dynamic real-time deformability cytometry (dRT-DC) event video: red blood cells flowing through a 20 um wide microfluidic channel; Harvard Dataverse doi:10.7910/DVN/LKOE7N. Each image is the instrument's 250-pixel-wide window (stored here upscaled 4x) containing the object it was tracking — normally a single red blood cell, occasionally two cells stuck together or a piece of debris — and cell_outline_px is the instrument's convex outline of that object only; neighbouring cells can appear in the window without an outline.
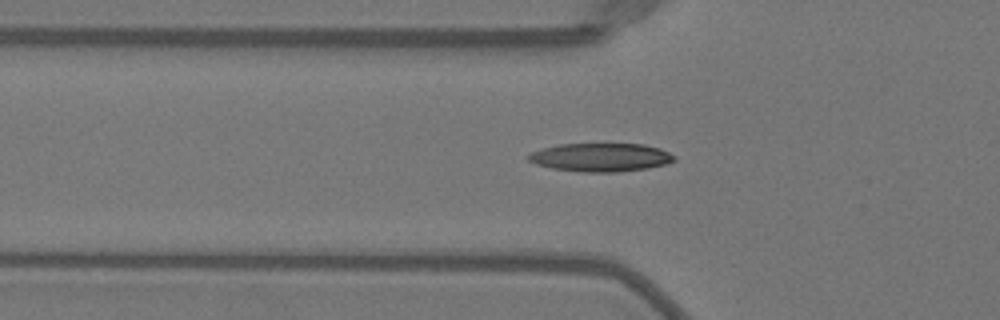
{"species": "Egyptian fruit bat (a non-hibernating species)", "species_latin": "Rousettus aegyptiacus", "temperature_condition": "warm", "stored_images_in_passage": 45, "camera_frame_rate_fps": 3000, "um_per_image_px": 0.085, "animal": {"sex": "female"}, "frame": {"image": 1, "passage_image": 19, "time_ms": 6.0, "image_size_px": [1000, 320], "cell_outline_px": [[676, 160], [664, 164], [648, 168], [616, 172], [584, 172], [552, 168], [536, 164], [528, 160], [528, 156], [532, 152], [544, 148], [560, 144], [644, 144], [660, 148], [676, 156]], "centroid_in_image_um": [51.09, 13.37], "position_along_channel_um": 74.7, "area_um2": 23.99}}
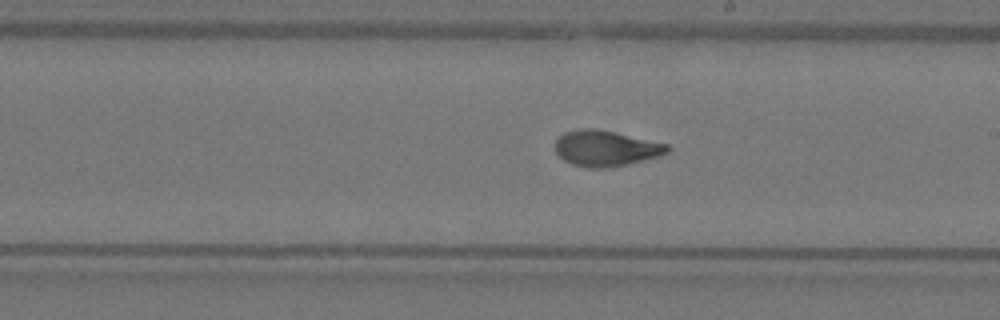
{"frame": {"image": 2, "passage_image": 31, "time_ms": 10.0, "image_size_px": [1000, 320], "cell_outline_px": [[672, 148], [668, 152], [660, 156], [628, 164], [604, 168], [588, 168], [572, 164], [564, 160], [556, 152], [556, 140], [564, 132], [580, 128], [592, 128], [616, 132], [668, 144]], "centroid_in_image_um": [51.51, 12.6], "position_along_channel_um": 237.5, "area_um2": 23.41}}
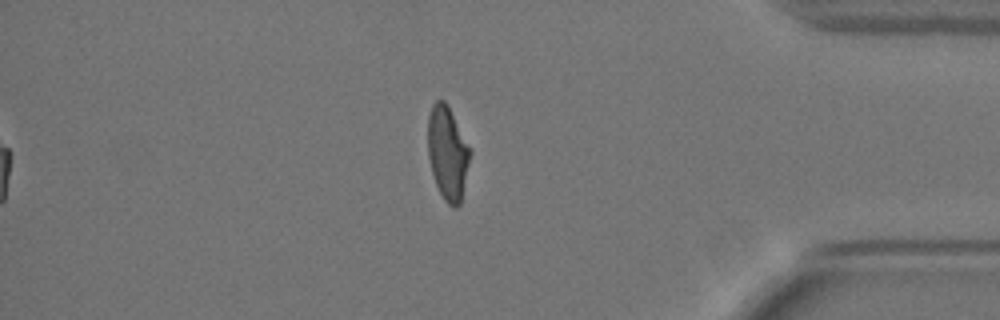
{"frame": {"image": 3, "passage_image": 45, "time_ms": 14.667, "image_size_px": [1000, 320], "cell_outline_px": [[472, 152], [460, 204], [456, 208], [452, 208], [444, 200], [436, 184], [432, 172], [428, 156], [428, 116], [432, 104], [436, 100], [444, 100], [448, 104], [472, 148]], "centroid_in_image_um": [38.07, 12.98], "position_along_channel_um": 397.1, "area_um2": 23.47}, "authors_computed_cell_mechanics": {"area_um2": 23.0622, "velocity_mm_per_s": 4.0469, "shape_relaxation_time_tau1_ms": 5.4698, "shape_relaxation_time_tau2_ms": 1.1064, "deformation_change_tau1": 0.2398, "deformation_change_tau2": 0.0721}}